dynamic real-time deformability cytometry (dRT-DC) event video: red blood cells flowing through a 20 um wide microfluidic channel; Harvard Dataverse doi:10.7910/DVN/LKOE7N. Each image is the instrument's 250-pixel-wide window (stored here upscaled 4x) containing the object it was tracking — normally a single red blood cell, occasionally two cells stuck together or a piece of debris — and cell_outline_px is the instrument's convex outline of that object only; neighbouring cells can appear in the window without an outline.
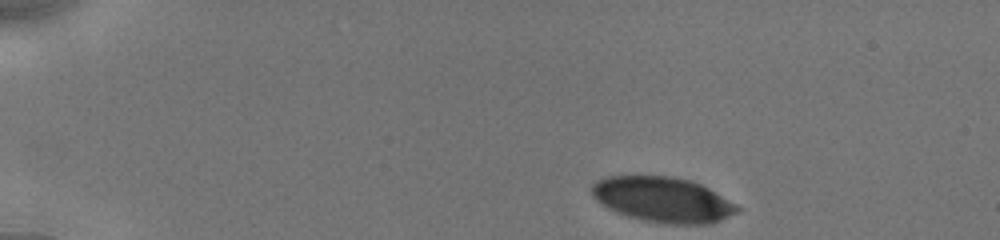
{"species": "human", "species_latin": "Homo sapiens", "temperature_condition": "cold", "stored_images_in_passage": 24, "camera_frame_rate_fps": 3000, "um_per_image_px": 0.085, "donor": {"sex": "male"}, "frame": {"image": 1, "passage_image": 1, "time_ms": 0.0, "image_size_px": [1000, 240], "cell_outline_px": [[740, 212], [712, 224], [664, 224], [644, 220], [628, 216], [616, 212], [608, 208], [596, 200], [592, 196], [592, 184], [596, 180], [604, 176], [672, 176], [692, 180], [708, 188], [736, 204], [740, 208]], "centroid_in_image_um": [56.35, 16.97], "position_along_channel_um": 28.7, "area_um2": 38.55}}
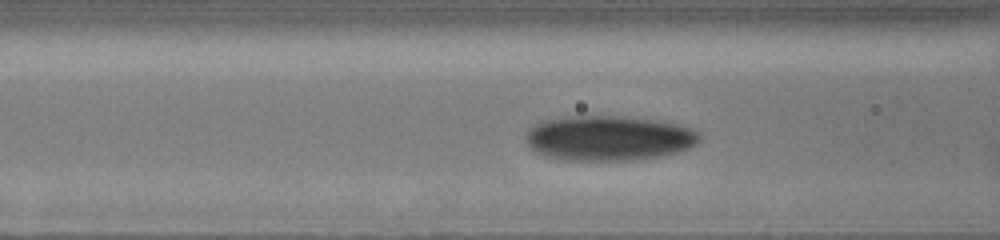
{"frame": {"image": 2, "passage_image": 14, "time_ms": 4.667, "image_size_px": [1000, 240], "cell_outline_px": [[700, 140], [696, 144], [688, 148], [676, 152], [660, 156], [636, 160], [564, 160], [544, 156], [532, 152], [528, 148], [524, 136], [528, 128], [540, 120], [568, 116], [624, 116], [656, 120], [680, 124], [692, 128], [700, 132]], "centroid_in_image_um": [51.68, 11.73], "position_along_channel_um": 114.9, "area_um2": 46.36}}
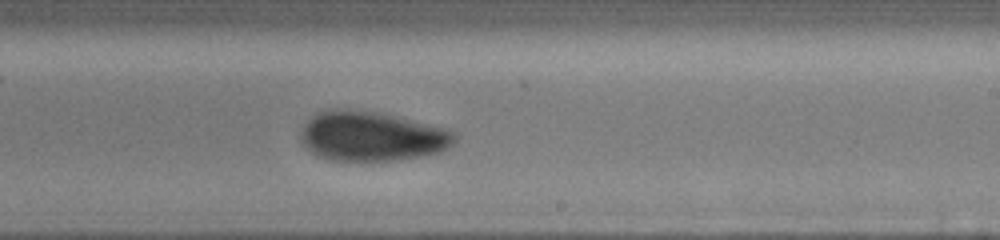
{"frame": {"image": 3, "passage_image": 24, "time_ms": 8.333, "image_size_px": [1000, 240], "cell_outline_px": [[456, 140], [448, 148], [440, 152], [420, 156], [392, 160], [360, 164], [328, 160], [316, 156], [300, 140], [300, 132], [304, 124], [312, 116], [320, 112], [376, 112], [448, 128], [456, 132]], "centroid_in_image_um": [31.62, 11.67], "position_along_channel_um": 257.4, "area_um2": 44.45}}